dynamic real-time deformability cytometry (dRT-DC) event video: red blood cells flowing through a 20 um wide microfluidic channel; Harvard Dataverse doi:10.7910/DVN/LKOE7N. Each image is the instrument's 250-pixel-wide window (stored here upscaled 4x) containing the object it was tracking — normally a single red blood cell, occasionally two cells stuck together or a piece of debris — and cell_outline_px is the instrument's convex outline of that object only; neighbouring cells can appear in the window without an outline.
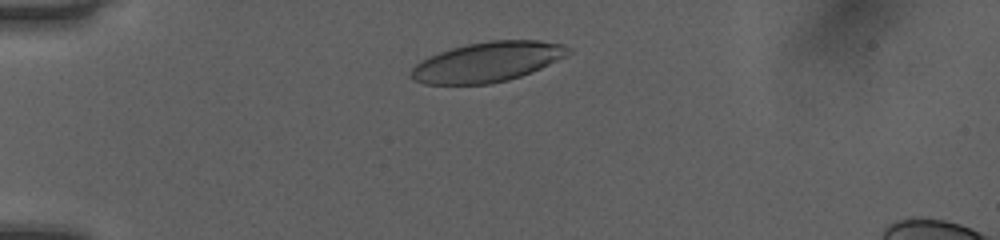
{"species": "human", "species_latin": "Homo sapiens", "temperature_condition": "room temperature", "stored_images_in_passage": 36, "camera_frame_rate_fps": 3000, "um_per_image_px": 0.085, "donor": {"sex": "female"}, "frame": {"image": 1, "passage_image": 6, "time_ms": 1.667, "image_size_px": [1000, 240], "cell_outline_px": [[572, 52], [532, 72], [508, 80], [488, 84], [424, 84], [412, 80], [412, 68], [416, 64], [428, 56], [452, 48], [468, 44], [488, 40], [540, 40], [564, 44], [572, 48]], "centroid_in_image_um": [41.44, 5.26], "position_along_channel_um": 43.6, "area_um2": 36.41}}
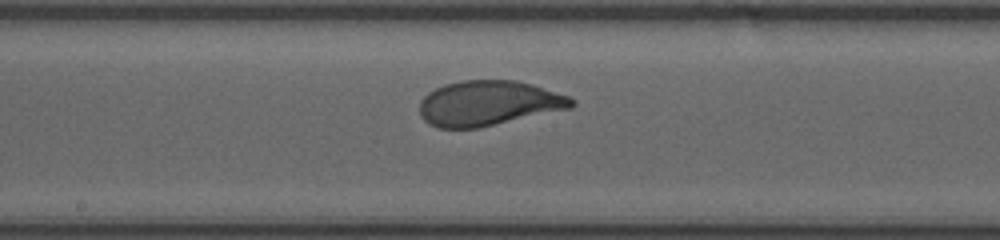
{"frame": {"image": 2, "passage_image": 21, "time_ms": 6.667, "image_size_px": [1000, 240], "cell_outline_px": [[576, 104], [572, 108], [476, 128], [440, 128], [428, 124], [420, 116], [420, 100], [428, 92], [444, 84], [460, 80], [516, 80], [532, 84], [568, 96], [576, 100]], "centroid_in_image_um": [41.51, 8.77], "position_along_channel_um": 206.7, "area_um2": 39.94}}
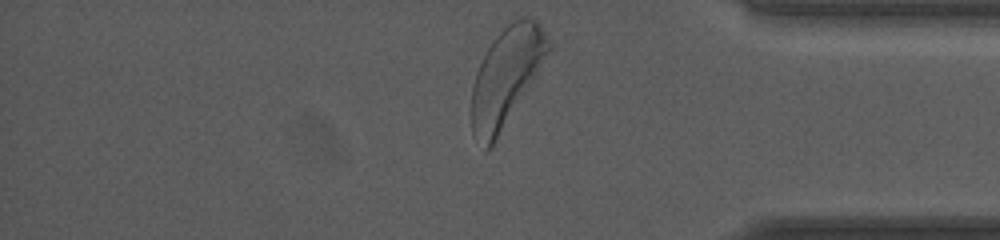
{"frame": {"image": 3, "passage_image": 36, "time_ms": 11.667, "image_size_px": [1000, 240], "cell_outline_px": [[556, 44], [552, 52], [492, 148], [484, 148], [472, 136], [472, 84], [476, 72], [492, 40], [508, 24], [520, 16], [524, 16], [540, 20]], "centroid_in_image_um": [43.13, 6.47], "position_along_channel_um": 392.1, "area_um2": 45.2}, "authors_computed_cell_mechanics": {"area_um2": 39.1884, "velocity_mm_per_s": 4.0152, "shape_relaxation_time_tau1_ms": 2.0844, "shape_relaxation_time_tau2_ms": 0.6798, "deformation_change_tau1": 0.1494, "deformation_change_tau2": 0.0697}}